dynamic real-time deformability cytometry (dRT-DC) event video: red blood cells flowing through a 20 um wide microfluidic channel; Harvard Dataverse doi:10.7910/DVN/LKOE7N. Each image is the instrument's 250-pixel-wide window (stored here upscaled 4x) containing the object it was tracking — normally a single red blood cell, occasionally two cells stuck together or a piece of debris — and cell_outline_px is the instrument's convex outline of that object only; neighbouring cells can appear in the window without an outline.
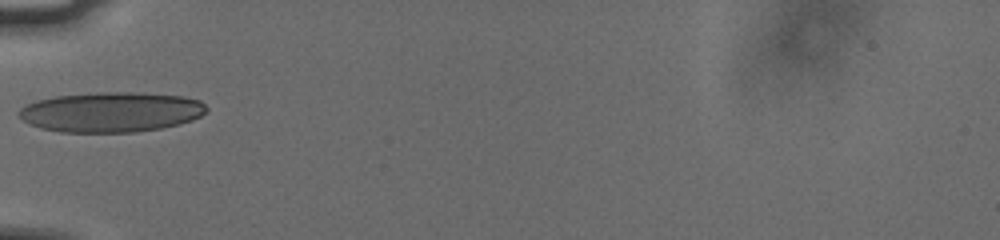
{"species": "human", "species_latin": "Homo sapiens", "temperature_condition": "cold", "stored_images_in_passage": 36, "camera_frame_rate_fps": 3000, "um_per_image_px": 0.085, "donor": {"sex": "male"}, "frame": {"image": 1, "passage_image": 1, "time_ms": 0.0, "image_size_px": [1000, 240], "cell_outline_px": [[208, 108], [200, 116], [192, 120], [180, 124], [160, 128], [136, 132], [60, 132], [40, 128], [28, 124], [16, 116], [16, 112], [20, 108], [36, 100], [56, 96], [96, 92], [136, 92], [184, 96], [200, 100]], "centroid_in_image_um": [9.4, 9.52], "position_along_channel_um": 75.6, "area_um2": 44.16}}
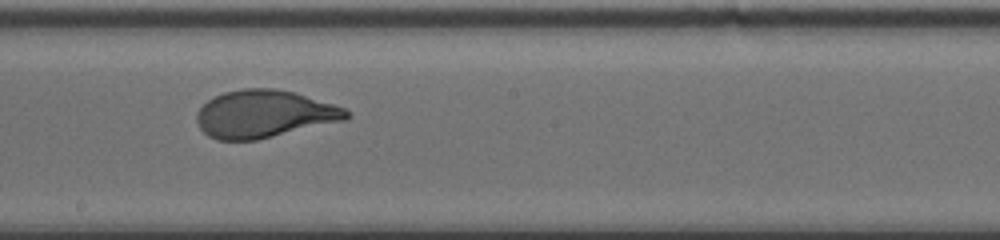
{"frame": {"image": 2, "passage_image": 13, "time_ms": 4.0, "image_size_px": [1000, 240], "cell_outline_px": [[352, 116], [344, 120], [256, 140], [216, 140], [208, 136], [200, 128], [196, 120], [196, 112], [208, 100], [224, 92], [240, 88], [276, 88], [296, 92], [344, 108]], "centroid_in_image_um": [22.43, 9.68], "position_along_channel_um": 225.8, "area_um2": 41.38}}
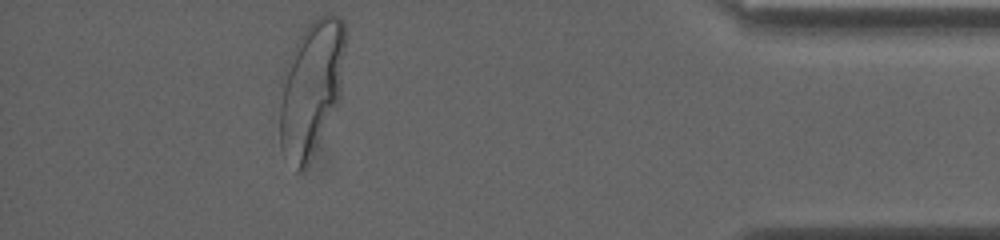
{"frame": {"image": 3, "passage_image": 31, "time_ms": 10.0, "image_size_px": [1000, 240], "cell_outline_px": [[344, 48], [340, 96], [312, 156], [304, 172], [296, 172], [280, 144], [280, 108], [284, 68], [300, 36], [308, 24], [316, 16], [328, 12], [332, 12], [344, 20]], "centroid_in_image_um": [26.45, 7.45], "position_along_channel_um": 408.7, "area_um2": 50.86}, "authors_computed_cell_mechanics": {"area_um2": 42.2229, "velocity_mm_per_s": 3.746, "shape_relaxation_time_tau1_ms": 3.6988, "shape_relaxation_time_tau2_ms": null, "deformation_change_tau1": 0.1849, "deformation_change_tau2": null}}